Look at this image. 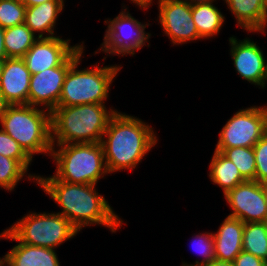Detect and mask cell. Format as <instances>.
Segmentation results:
<instances>
[{
	"mask_svg": "<svg viewBox=\"0 0 267 266\" xmlns=\"http://www.w3.org/2000/svg\"><path fill=\"white\" fill-rule=\"evenodd\" d=\"M27 179L36 181L43 191L62 209L60 213L80 232L92 225L108 227L112 233L122 227L123 220L114 212L105 197L93 184H73L58 180L54 175L41 177L29 174Z\"/></svg>",
	"mask_w": 267,
	"mask_h": 266,
	"instance_id": "obj_1",
	"label": "cell"
},
{
	"mask_svg": "<svg viewBox=\"0 0 267 266\" xmlns=\"http://www.w3.org/2000/svg\"><path fill=\"white\" fill-rule=\"evenodd\" d=\"M157 142L156 133L149 124L117 111L101 140L108 173L134 170Z\"/></svg>",
	"mask_w": 267,
	"mask_h": 266,
	"instance_id": "obj_2",
	"label": "cell"
},
{
	"mask_svg": "<svg viewBox=\"0 0 267 266\" xmlns=\"http://www.w3.org/2000/svg\"><path fill=\"white\" fill-rule=\"evenodd\" d=\"M117 111L108 110L105 104L57 106L51 112L52 144L101 143Z\"/></svg>",
	"mask_w": 267,
	"mask_h": 266,
	"instance_id": "obj_3",
	"label": "cell"
},
{
	"mask_svg": "<svg viewBox=\"0 0 267 266\" xmlns=\"http://www.w3.org/2000/svg\"><path fill=\"white\" fill-rule=\"evenodd\" d=\"M0 124L32 159L36 154L51 156L50 111L29 104L9 105Z\"/></svg>",
	"mask_w": 267,
	"mask_h": 266,
	"instance_id": "obj_4",
	"label": "cell"
},
{
	"mask_svg": "<svg viewBox=\"0 0 267 266\" xmlns=\"http://www.w3.org/2000/svg\"><path fill=\"white\" fill-rule=\"evenodd\" d=\"M51 158L56 164L54 176L73 184H93L109 174L101 143L52 144ZM58 147H56V146Z\"/></svg>",
	"mask_w": 267,
	"mask_h": 266,
	"instance_id": "obj_5",
	"label": "cell"
},
{
	"mask_svg": "<svg viewBox=\"0 0 267 266\" xmlns=\"http://www.w3.org/2000/svg\"><path fill=\"white\" fill-rule=\"evenodd\" d=\"M82 55L70 66L62 85L58 106L104 104L112 82L122 68L119 65L78 70Z\"/></svg>",
	"mask_w": 267,
	"mask_h": 266,
	"instance_id": "obj_6",
	"label": "cell"
},
{
	"mask_svg": "<svg viewBox=\"0 0 267 266\" xmlns=\"http://www.w3.org/2000/svg\"><path fill=\"white\" fill-rule=\"evenodd\" d=\"M21 243L56 249L79 231L60 213L29 212L7 228Z\"/></svg>",
	"mask_w": 267,
	"mask_h": 266,
	"instance_id": "obj_7",
	"label": "cell"
},
{
	"mask_svg": "<svg viewBox=\"0 0 267 266\" xmlns=\"http://www.w3.org/2000/svg\"><path fill=\"white\" fill-rule=\"evenodd\" d=\"M107 24L104 40L95 54L103 51L108 55H134L135 51L142 49L151 37L145 28L149 23H141L127 11L126 7L113 19L104 21Z\"/></svg>",
	"mask_w": 267,
	"mask_h": 266,
	"instance_id": "obj_8",
	"label": "cell"
},
{
	"mask_svg": "<svg viewBox=\"0 0 267 266\" xmlns=\"http://www.w3.org/2000/svg\"><path fill=\"white\" fill-rule=\"evenodd\" d=\"M267 132V106L237 111L220 131L216 148L253 147Z\"/></svg>",
	"mask_w": 267,
	"mask_h": 266,
	"instance_id": "obj_9",
	"label": "cell"
},
{
	"mask_svg": "<svg viewBox=\"0 0 267 266\" xmlns=\"http://www.w3.org/2000/svg\"><path fill=\"white\" fill-rule=\"evenodd\" d=\"M82 45L61 65L31 75L28 104L52 112L57 106L65 76L70 66L83 55Z\"/></svg>",
	"mask_w": 267,
	"mask_h": 266,
	"instance_id": "obj_10",
	"label": "cell"
},
{
	"mask_svg": "<svg viewBox=\"0 0 267 266\" xmlns=\"http://www.w3.org/2000/svg\"><path fill=\"white\" fill-rule=\"evenodd\" d=\"M232 213L243 223L267 222V200L262 183L247 180L229 190L225 195Z\"/></svg>",
	"mask_w": 267,
	"mask_h": 266,
	"instance_id": "obj_11",
	"label": "cell"
},
{
	"mask_svg": "<svg viewBox=\"0 0 267 266\" xmlns=\"http://www.w3.org/2000/svg\"><path fill=\"white\" fill-rule=\"evenodd\" d=\"M163 32L173 45L201 40L192 17V6L184 0H157Z\"/></svg>",
	"mask_w": 267,
	"mask_h": 266,
	"instance_id": "obj_12",
	"label": "cell"
},
{
	"mask_svg": "<svg viewBox=\"0 0 267 266\" xmlns=\"http://www.w3.org/2000/svg\"><path fill=\"white\" fill-rule=\"evenodd\" d=\"M229 44L236 73L247 82L264 89L267 84V60L262 48L248 37L238 41L232 36Z\"/></svg>",
	"mask_w": 267,
	"mask_h": 266,
	"instance_id": "obj_13",
	"label": "cell"
},
{
	"mask_svg": "<svg viewBox=\"0 0 267 266\" xmlns=\"http://www.w3.org/2000/svg\"><path fill=\"white\" fill-rule=\"evenodd\" d=\"M82 44L71 46L70 39L55 35L38 38L22 57L31 75L48 68L61 66Z\"/></svg>",
	"mask_w": 267,
	"mask_h": 266,
	"instance_id": "obj_14",
	"label": "cell"
},
{
	"mask_svg": "<svg viewBox=\"0 0 267 266\" xmlns=\"http://www.w3.org/2000/svg\"><path fill=\"white\" fill-rule=\"evenodd\" d=\"M31 73L22 58H5L0 92L10 105L28 104Z\"/></svg>",
	"mask_w": 267,
	"mask_h": 266,
	"instance_id": "obj_15",
	"label": "cell"
},
{
	"mask_svg": "<svg viewBox=\"0 0 267 266\" xmlns=\"http://www.w3.org/2000/svg\"><path fill=\"white\" fill-rule=\"evenodd\" d=\"M18 241L7 252V262L11 266H60L55 249L21 243L8 229L0 233V239Z\"/></svg>",
	"mask_w": 267,
	"mask_h": 266,
	"instance_id": "obj_16",
	"label": "cell"
},
{
	"mask_svg": "<svg viewBox=\"0 0 267 266\" xmlns=\"http://www.w3.org/2000/svg\"><path fill=\"white\" fill-rule=\"evenodd\" d=\"M244 223L238 218L227 216L213 233L215 259L234 262L236 256L243 250Z\"/></svg>",
	"mask_w": 267,
	"mask_h": 266,
	"instance_id": "obj_17",
	"label": "cell"
},
{
	"mask_svg": "<svg viewBox=\"0 0 267 266\" xmlns=\"http://www.w3.org/2000/svg\"><path fill=\"white\" fill-rule=\"evenodd\" d=\"M234 15L237 26L249 33H265L267 28L266 0H223Z\"/></svg>",
	"mask_w": 267,
	"mask_h": 266,
	"instance_id": "obj_18",
	"label": "cell"
},
{
	"mask_svg": "<svg viewBox=\"0 0 267 266\" xmlns=\"http://www.w3.org/2000/svg\"><path fill=\"white\" fill-rule=\"evenodd\" d=\"M64 5V0H49L37 6L26 7L24 23L34 34L38 33V38L54 37L56 21L64 10Z\"/></svg>",
	"mask_w": 267,
	"mask_h": 266,
	"instance_id": "obj_19",
	"label": "cell"
},
{
	"mask_svg": "<svg viewBox=\"0 0 267 266\" xmlns=\"http://www.w3.org/2000/svg\"><path fill=\"white\" fill-rule=\"evenodd\" d=\"M209 165V178L213 184L222 188L225 195L238 184L247 181L233 162L226 158L220 151H214Z\"/></svg>",
	"mask_w": 267,
	"mask_h": 266,
	"instance_id": "obj_20",
	"label": "cell"
},
{
	"mask_svg": "<svg viewBox=\"0 0 267 266\" xmlns=\"http://www.w3.org/2000/svg\"><path fill=\"white\" fill-rule=\"evenodd\" d=\"M192 17L198 35L207 40L212 36L215 37L225 22V16L213 2L192 5Z\"/></svg>",
	"mask_w": 267,
	"mask_h": 266,
	"instance_id": "obj_21",
	"label": "cell"
},
{
	"mask_svg": "<svg viewBox=\"0 0 267 266\" xmlns=\"http://www.w3.org/2000/svg\"><path fill=\"white\" fill-rule=\"evenodd\" d=\"M25 24L4 29L6 58H22L38 39Z\"/></svg>",
	"mask_w": 267,
	"mask_h": 266,
	"instance_id": "obj_22",
	"label": "cell"
},
{
	"mask_svg": "<svg viewBox=\"0 0 267 266\" xmlns=\"http://www.w3.org/2000/svg\"><path fill=\"white\" fill-rule=\"evenodd\" d=\"M242 249L267 262V222L244 223Z\"/></svg>",
	"mask_w": 267,
	"mask_h": 266,
	"instance_id": "obj_23",
	"label": "cell"
},
{
	"mask_svg": "<svg viewBox=\"0 0 267 266\" xmlns=\"http://www.w3.org/2000/svg\"><path fill=\"white\" fill-rule=\"evenodd\" d=\"M235 164L246 180H255L256 162L253 147L215 148Z\"/></svg>",
	"mask_w": 267,
	"mask_h": 266,
	"instance_id": "obj_24",
	"label": "cell"
},
{
	"mask_svg": "<svg viewBox=\"0 0 267 266\" xmlns=\"http://www.w3.org/2000/svg\"><path fill=\"white\" fill-rule=\"evenodd\" d=\"M28 170L15 159L0 154V188L13 191Z\"/></svg>",
	"mask_w": 267,
	"mask_h": 266,
	"instance_id": "obj_25",
	"label": "cell"
},
{
	"mask_svg": "<svg viewBox=\"0 0 267 266\" xmlns=\"http://www.w3.org/2000/svg\"><path fill=\"white\" fill-rule=\"evenodd\" d=\"M26 6L21 0H0V27L7 29L23 24Z\"/></svg>",
	"mask_w": 267,
	"mask_h": 266,
	"instance_id": "obj_26",
	"label": "cell"
},
{
	"mask_svg": "<svg viewBox=\"0 0 267 266\" xmlns=\"http://www.w3.org/2000/svg\"><path fill=\"white\" fill-rule=\"evenodd\" d=\"M192 242L195 252L202 255L203 259L195 261L194 264L183 262L182 266H205L215 259L213 232L195 234Z\"/></svg>",
	"mask_w": 267,
	"mask_h": 266,
	"instance_id": "obj_27",
	"label": "cell"
},
{
	"mask_svg": "<svg viewBox=\"0 0 267 266\" xmlns=\"http://www.w3.org/2000/svg\"><path fill=\"white\" fill-rule=\"evenodd\" d=\"M0 154L11 159L18 160L27 170L32 158L9 134L0 129Z\"/></svg>",
	"mask_w": 267,
	"mask_h": 266,
	"instance_id": "obj_28",
	"label": "cell"
},
{
	"mask_svg": "<svg viewBox=\"0 0 267 266\" xmlns=\"http://www.w3.org/2000/svg\"><path fill=\"white\" fill-rule=\"evenodd\" d=\"M256 162L255 181L267 182V132L253 146Z\"/></svg>",
	"mask_w": 267,
	"mask_h": 266,
	"instance_id": "obj_29",
	"label": "cell"
},
{
	"mask_svg": "<svg viewBox=\"0 0 267 266\" xmlns=\"http://www.w3.org/2000/svg\"><path fill=\"white\" fill-rule=\"evenodd\" d=\"M234 266H265V261L251 253L241 251L234 259Z\"/></svg>",
	"mask_w": 267,
	"mask_h": 266,
	"instance_id": "obj_30",
	"label": "cell"
},
{
	"mask_svg": "<svg viewBox=\"0 0 267 266\" xmlns=\"http://www.w3.org/2000/svg\"><path fill=\"white\" fill-rule=\"evenodd\" d=\"M132 3L136 4L139 8L147 10L152 5L153 0H129Z\"/></svg>",
	"mask_w": 267,
	"mask_h": 266,
	"instance_id": "obj_31",
	"label": "cell"
},
{
	"mask_svg": "<svg viewBox=\"0 0 267 266\" xmlns=\"http://www.w3.org/2000/svg\"><path fill=\"white\" fill-rule=\"evenodd\" d=\"M10 104L5 100L4 96L0 92V120L6 113V110Z\"/></svg>",
	"mask_w": 267,
	"mask_h": 266,
	"instance_id": "obj_32",
	"label": "cell"
},
{
	"mask_svg": "<svg viewBox=\"0 0 267 266\" xmlns=\"http://www.w3.org/2000/svg\"><path fill=\"white\" fill-rule=\"evenodd\" d=\"M0 58H6V51L4 47V29L0 27Z\"/></svg>",
	"mask_w": 267,
	"mask_h": 266,
	"instance_id": "obj_33",
	"label": "cell"
},
{
	"mask_svg": "<svg viewBox=\"0 0 267 266\" xmlns=\"http://www.w3.org/2000/svg\"><path fill=\"white\" fill-rule=\"evenodd\" d=\"M205 266H234V263L214 259L213 261H211L209 264H207Z\"/></svg>",
	"mask_w": 267,
	"mask_h": 266,
	"instance_id": "obj_34",
	"label": "cell"
},
{
	"mask_svg": "<svg viewBox=\"0 0 267 266\" xmlns=\"http://www.w3.org/2000/svg\"><path fill=\"white\" fill-rule=\"evenodd\" d=\"M49 0H22L26 7L37 6Z\"/></svg>",
	"mask_w": 267,
	"mask_h": 266,
	"instance_id": "obj_35",
	"label": "cell"
},
{
	"mask_svg": "<svg viewBox=\"0 0 267 266\" xmlns=\"http://www.w3.org/2000/svg\"><path fill=\"white\" fill-rule=\"evenodd\" d=\"M188 2L191 6L196 5V4H203V3H210V2H215L216 0H184Z\"/></svg>",
	"mask_w": 267,
	"mask_h": 266,
	"instance_id": "obj_36",
	"label": "cell"
},
{
	"mask_svg": "<svg viewBox=\"0 0 267 266\" xmlns=\"http://www.w3.org/2000/svg\"><path fill=\"white\" fill-rule=\"evenodd\" d=\"M4 64H5V58H0V76L3 72Z\"/></svg>",
	"mask_w": 267,
	"mask_h": 266,
	"instance_id": "obj_37",
	"label": "cell"
},
{
	"mask_svg": "<svg viewBox=\"0 0 267 266\" xmlns=\"http://www.w3.org/2000/svg\"><path fill=\"white\" fill-rule=\"evenodd\" d=\"M7 262V254H5L2 258L0 257V266H4Z\"/></svg>",
	"mask_w": 267,
	"mask_h": 266,
	"instance_id": "obj_38",
	"label": "cell"
},
{
	"mask_svg": "<svg viewBox=\"0 0 267 266\" xmlns=\"http://www.w3.org/2000/svg\"><path fill=\"white\" fill-rule=\"evenodd\" d=\"M267 200V182L262 183Z\"/></svg>",
	"mask_w": 267,
	"mask_h": 266,
	"instance_id": "obj_39",
	"label": "cell"
},
{
	"mask_svg": "<svg viewBox=\"0 0 267 266\" xmlns=\"http://www.w3.org/2000/svg\"><path fill=\"white\" fill-rule=\"evenodd\" d=\"M4 266H11V265L8 262H6Z\"/></svg>",
	"mask_w": 267,
	"mask_h": 266,
	"instance_id": "obj_40",
	"label": "cell"
}]
</instances>
